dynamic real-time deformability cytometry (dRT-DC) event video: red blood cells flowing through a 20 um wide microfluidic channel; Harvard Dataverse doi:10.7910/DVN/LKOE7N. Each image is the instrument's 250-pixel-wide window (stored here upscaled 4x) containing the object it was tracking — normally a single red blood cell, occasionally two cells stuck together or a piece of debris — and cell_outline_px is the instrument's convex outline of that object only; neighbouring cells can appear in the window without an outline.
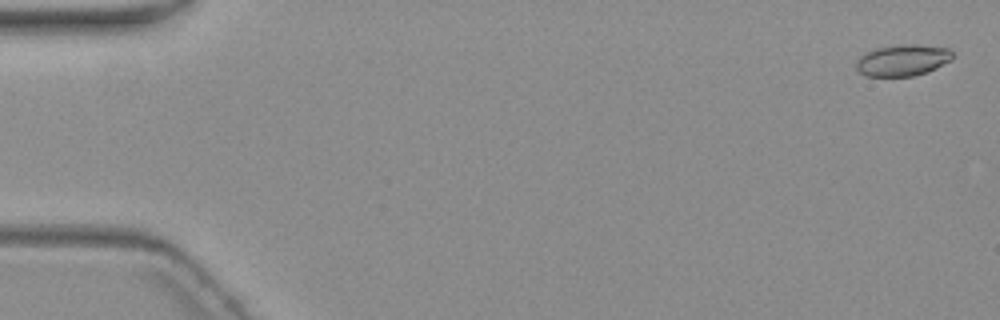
{"species": "common noctule bat (a hibernating species)", "species_latin": "Nyctalus noctula", "temperature_condition": "warm", "stored_images_in_passage": 8, "camera_frame_rate_fps": 3000, "um_per_image_px": 0.085, "animal": {"sex": "female", "body_mass_g": 19.3, "forearm_length_mm": 54.1}, "frame": {"image": 1, "passage_image": 1, "time_ms": 0.0, "image_size_px": [1000, 320], "cell_outline_px": [[952, 60], [928, 72], [912, 76], [864, 76], [856, 68], [856, 60], [860, 56], [876, 48], [900, 44], [916, 44], [948, 48], [952, 52]], "centroid_in_image_um": [76.73, 5.12], "position_along_channel_um": 8.3, "area_um2": 17.69}}
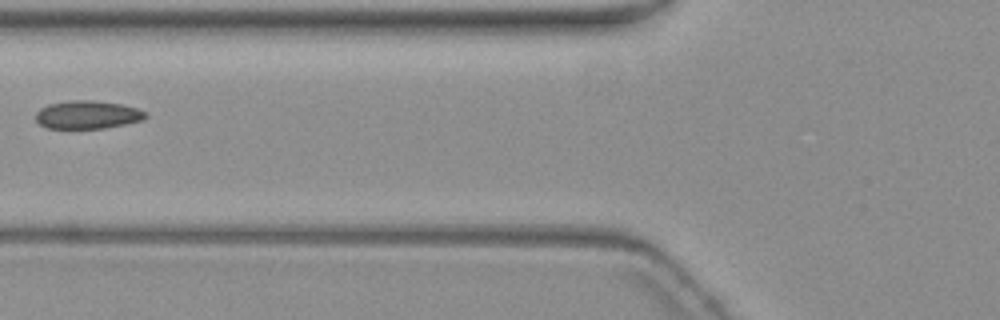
{"frame": {"image": 2, "passage_image": 7, "time_ms": 7.333, "image_size_px": [1000, 320], "cell_outline_px": [[148, 116], [140, 120], [124, 124], [104, 128], [48, 128], [40, 124], [36, 120], [36, 112], [40, 108], [48, 104], [68, 100], [92, 100], [120, 104], [136, 108], [144, 112]], "centroid_in_image_um": [7.39, 9.74], "position_along_channel_um": 118.4, "area_um2": 17.8}}
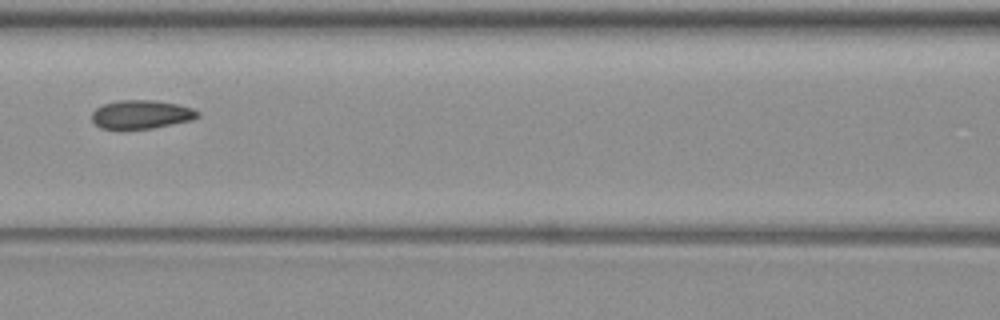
{"frame": {"image": 3, "passage_image": 8, "time_ms": 8.333, "image_size_px": [1000, 320], "cell_outline_px": [[200, 116], [192, 120], [152, 128], [100, 128], [92, 120], [92, 112], [96, 108], [104, 104], [120, 100], [156, 100], [176, 104], [192, 108], [200, 112]], "centroid_in_image_um": [12.03, 9.71], "position_along_channel_um": 154.6, "area_um2": 17.46}}